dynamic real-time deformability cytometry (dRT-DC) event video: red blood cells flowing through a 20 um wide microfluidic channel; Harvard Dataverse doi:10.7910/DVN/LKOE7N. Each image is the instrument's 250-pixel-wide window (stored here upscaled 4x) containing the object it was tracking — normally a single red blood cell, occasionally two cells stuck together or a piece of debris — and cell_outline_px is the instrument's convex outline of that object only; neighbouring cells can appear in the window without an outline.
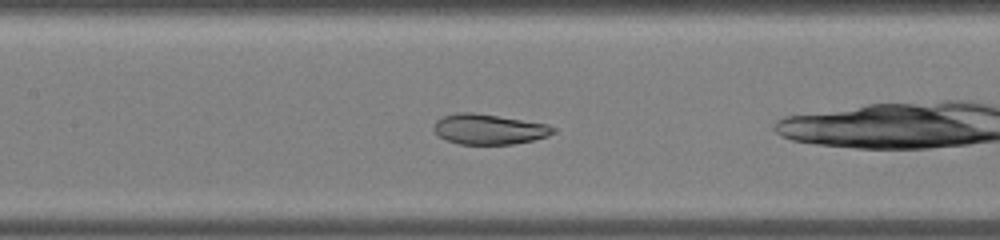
{"species": "common noctule bat (a hibernating species)", "species_latin": "Nyctalus noctula", "temperature_condition": "warm", "stored_images_in_passage": 30, "camera_frame_rate_fps": 3000, "um_per_image_px": 0.085, "animal": {"sex": "male", "body_mass_g": 19.0, "forearm_length_mm": 50.8}, "frame": {"image": 1, "passage_image": 9, "time_ms": 2.667, "image_size_px": [1000, 240], "cell_outline_px": [[556, 132], [548, 136], [532, 140], [512, 144], [460, 144], [444, 140], [432, 128], [436, 120], [444, 116], [456, 112], [472, 112], [548, 124], [556, 128]], "centroid_in_image_um": [41.55, 10.98], "position_along_channel_um": 165.9, "area_um2": 21.04}}